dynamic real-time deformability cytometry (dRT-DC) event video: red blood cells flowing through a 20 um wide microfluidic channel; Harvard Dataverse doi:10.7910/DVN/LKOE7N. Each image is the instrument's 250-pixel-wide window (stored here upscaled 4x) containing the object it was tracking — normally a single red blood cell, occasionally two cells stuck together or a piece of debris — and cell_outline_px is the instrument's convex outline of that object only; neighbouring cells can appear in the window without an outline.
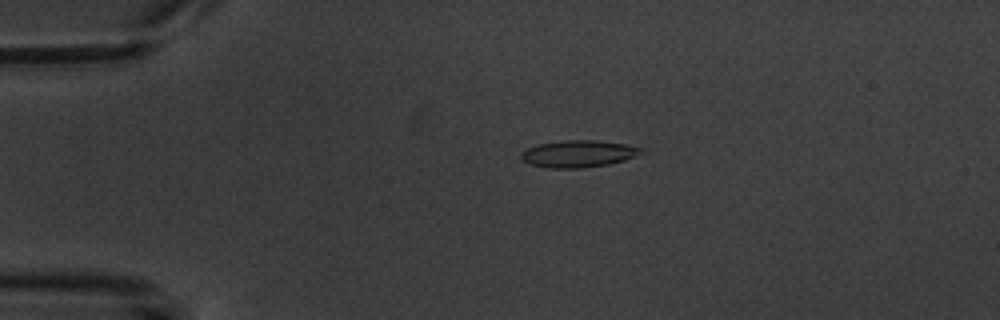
{"species": "common noctule bat (a hibernating species)", "species_latin": "Nyctalus noctula", "temperature_condition": "warm", "stored_images_in_passage": 2, "camera_frame_rate_fps": 3000, "um_per_image_px": 0.085, "animal": {"sex": "male", "body_mass_g": 20.1, "forearm_length_mm": 53.5}, "frame": {"image": 1, "passage_image": 1, "time_ms": 0.0, "image_size_px": [1000, 320], "cell_outline_px": [[644, 152], [636, 156], [624, 160], [608, 164], [580, 168], [548, 168], [528, 164], [520, 156], [520, 152], [528, 148], [540, 144], [568, 140], [596, 140], [624, 144], [644, 148]], "centroid_in_image_um": [49.17, 13.07], "position_along_channel_um": 35.8, "area_um2": 18.79}}